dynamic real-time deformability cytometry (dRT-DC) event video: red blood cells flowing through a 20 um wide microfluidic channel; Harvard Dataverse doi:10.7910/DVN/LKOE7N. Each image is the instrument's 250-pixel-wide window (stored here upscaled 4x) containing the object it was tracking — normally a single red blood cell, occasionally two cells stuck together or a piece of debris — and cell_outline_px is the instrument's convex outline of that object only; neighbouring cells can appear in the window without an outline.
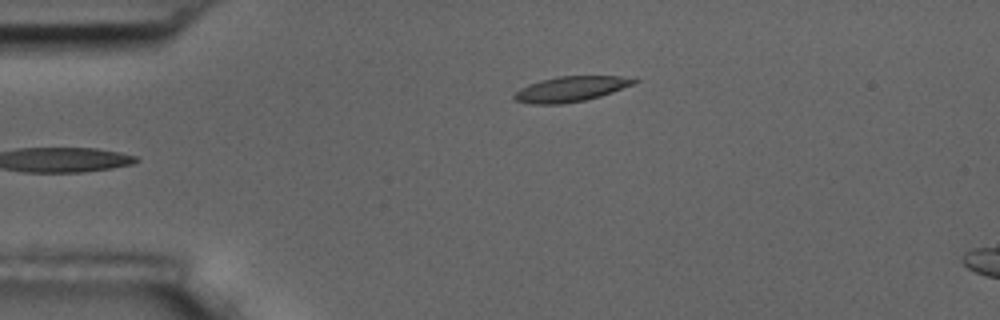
{"species": "common noctule bat (a hibernating species)", "species_latin": "Nyctalus noctula", "temperature_condition": "room temperature", "stored_images_in_passage": 5, "camera_frame_rate_fps": 3000, "um_per_image_px": 0.085, "animal": {"sex": "male", "body_mass_g": 17.5, "forearm_length_mm": 52.3}, "frame": {"image": 1, "passage_image": 5, "time_ms": 4.667, "image_size_px": [1000, 320], "cell_outline_px": [[640, 80], [632, 84], [612, 92], [600, 96], [584, 100], [560, 104], [532, 104], [512, 100], [512, 96], [520, 88], [528, 84], [540, 80], [556, 76], [636, 76]], "centroid_in_image_um": [48.51, 7.55], "position_along_channel_um": 36.5, "area_um2": 17.8}}